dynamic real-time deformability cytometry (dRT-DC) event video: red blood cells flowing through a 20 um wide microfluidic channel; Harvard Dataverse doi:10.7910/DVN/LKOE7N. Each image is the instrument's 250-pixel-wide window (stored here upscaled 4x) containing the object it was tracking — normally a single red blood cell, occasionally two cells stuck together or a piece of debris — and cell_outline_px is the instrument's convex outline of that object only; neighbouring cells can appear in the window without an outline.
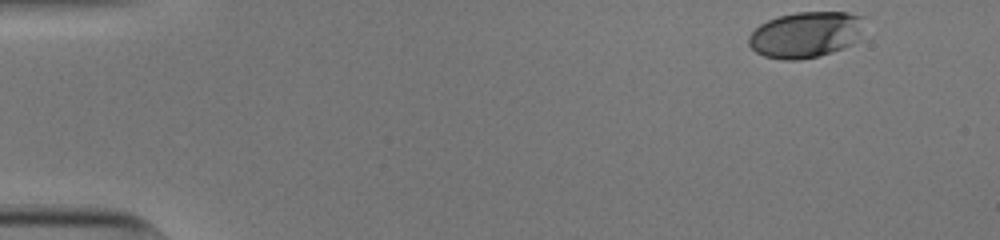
{"species": "human", "species_latin": "Homo sapiens", "temperature_condition": "cold", "stored_images_in_passage": 41, "camera_frame_rate_fps": 3000, "um_per_image_px": 0.085, "donor": {"sex": "male"}, "frame": {"image": 1, "passage_image": 1, "time_ms": 0.0, "image_size_px": [1000, 240], "cell_outline_px": [[864, 16], [852, 44], [832, 52], [800, 60], [784, 60], [764, 56], [756, 52], [748, 44], [748, 36], [760, 24], [768, 20], [780, 16], [796, 12], [848, 12]], "centroid_in_image_um": [68.41, 2.94], "position_along_channel_um": 16.6, "area_um2": 30.52}}
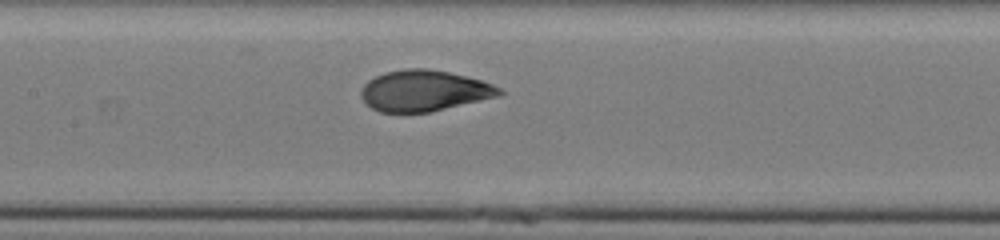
{"frame": {"image": 2, "passage_image": 23, "time_ms": 7.333, "image_size_px": [1000, 240], "cell_outline_px": [[504, 92], [500, 96], [428, 112], [380, 112], [372, 108], [360, 96], [360, 88], [368, 80], [384, 72], [404, 68], [428, 68], [448, 72], [480, 80], [492, 84], [500, 88]], "centroid_in_image_um": [36.02, 7.7], "position_along_channel_um": 171.4, "area_um2": 32.95}}
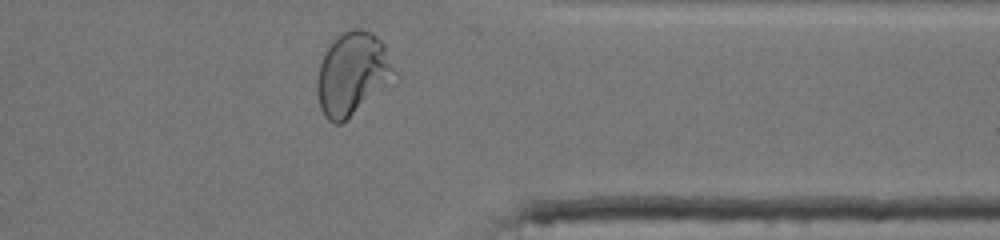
{"frame": {"image": 3, "passage_image": 40, "time_ms": 13.0, "image_size_px": [1000, 240], "cell_outline_px": [[400, 80], [392, 88], [340, 124], [332, 124], [324, 116], [320, 108], [316, 92], [316, 80], [320, 64], [328, 48], [344, 32], [352, 28], [360, 28], [372, 32], [384, 44], [400, 76]], "centroid_in_image_um": [30.07, 6.35], "position_along_channel_um": 381.3, "area_um2": 38.78}, "authors_computed_cell_mechanics": {"area_um2": 32.8882, "velocity_mm_per_s": 3.8131, "shape_relaxation_time_tau1_ms": 4.5196, "shape_relaxation_time_tau2_ms": null, "deformation_change_tau1": 0.1792, "deformation_change_tau2": null}}